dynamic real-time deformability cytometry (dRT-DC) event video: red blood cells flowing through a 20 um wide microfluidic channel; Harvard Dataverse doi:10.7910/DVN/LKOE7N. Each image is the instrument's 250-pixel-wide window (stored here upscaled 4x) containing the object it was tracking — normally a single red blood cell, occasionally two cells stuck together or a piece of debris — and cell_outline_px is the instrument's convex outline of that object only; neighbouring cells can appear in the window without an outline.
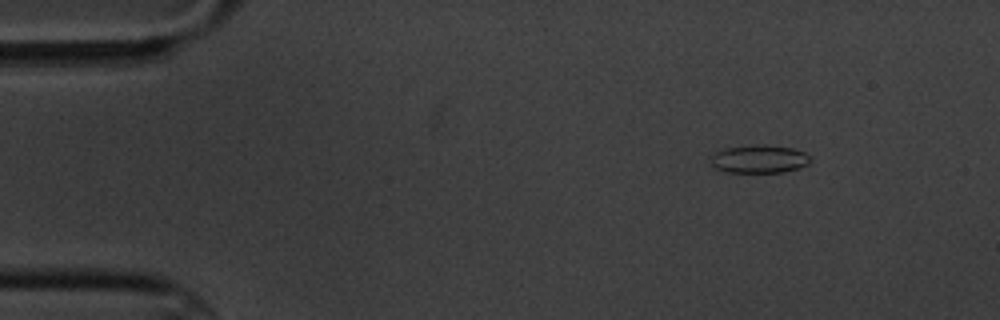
{"species": "common noctule bat (a hibernating species)", "species_latin": "Nyctalus noctula", "temperature_condition": "cold", "stored_images_in_passage": 4, "camera_frame_rate_fps": 3000, "um_per_image_px": 0.085, "animal": {"sex": "male", "body_mass_g": 20.1, "forearm_length_mm": 53.5}, "frame": {"image": 1, "passage_image": 2, "time_ms": 1.333, "image_size_px": [1000, 320], "cell_outline_px": [[808, 164], [800, 168], [784, 172], [728, 172], [716, 168], [712, 164], [712, 156], [716, 152], [724, 148], [752, 144], [764, 144], [792, 148], [804, 152], [808, 156]], "centroid_in_image_um": [64.53, 13.5], "position_along_channel_um": 20.5, "area_um2": 16.24}}